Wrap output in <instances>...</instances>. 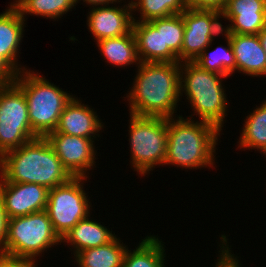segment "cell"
Returning a JSON list of instances; mask_svg holds the SVG:
<instances>
[{
    "label": "cell",
    "instance_id": "1",
    "mask_svg": "<svg viewBox=\"0 0 266 267\" xmlns=\"http://www.w3.org/2000/svg\"><path fill=\"white\" fill-rule=\"evenodd\" d=\"M124 100L129 114L150 117H177L180 103V63L140 62ZM129 92V93H128Z\"/></svg>",
    "mask_w": 266,
    "mask_h": 267
},
{
    "label": "cell",
    "instance_id": "2",
    "mask_svg": "<svg viewBox=\"0 0 266 267\" xmlns=\"http://www.w3.org/2000/svg\"><path fill=\"white\" fill-rule=\"evenodd\" d=\"M220 135L221 131L206 121H195L180 114L177 118H167L164 165L180 167L183 170L214 168Z\"/></svg>",
    "mask_w": 266,
    "mask_h": 267
},
{
    "label": "cell",
    "instance_id": "3",
    "mask_svg": "<svg viewBox=\"0 0 266 267\" xmlns=\"http://www.w3.org/2000/svg\"><path fill=\"white\" fill-rule=\"evenodd\" d=\"M0 177L5 182L38 184L47 189L72 178L45 137L4 153L0 157Z\"/></svg>",
    "mask_w": 266,
    "mask_h": 267
},
{
    "label": "cell",
    "instance_id": "4",
    "mask_svg": "<svg viewBox=\"0 0 266 267\" xmlns=\"http://www.w3.org/2000/svg\"><path fill=\"white\" fill-rule=\"evenodd\" d=\"M222 78L227 76L204 70L195 62L180 63V99L185 94L193 110V115L186 117L195 119L196 115L200 121L215 125L221 132L229 108Z\"/></svg>",
    "mask_w": 266,
    "mask_h": 267
},
{
    "label": "cell",
    "instance_id": "5",
    "mask_svg": "<svg viewBox=\"0 0 266 267\" xmlns=\"http://www.w3.org/2000/svg\"><path fill=\"white\" fill-rule=\"evenodd\" d=\"M36 72L26 69L18 73L13 83L26 98L32 132L37 137H46L55 131L60 115L74 95Z\"/></svg>",
    "mask_w": 266,
    "mask_h": 267
},
{
    "label": "cell",
    "instance_id": "6",
    "mask_svg": "<svg viewBox=\"0 0 266 267\" xmlns=\"http://www.w3.org/2000/svg\"><path fill=\"white\" fill-rule=\"evenodd\" d=\"M130 165L146 176L155 166H164L167 148V118L129 114Z\"/></svg>",
    "mask_w": 266,
    "mask_h": 267
},
{
    "label": "cell",
    "instance_id": "7",
    "mask_svg": "<svg viewBox=\"0 0 266 267\" xmlns=\"http://www.w3.org/2000/svg\"><path fill=\"white\" fill-rule=\"evenodd\" d=\"M57 245H61V239L55 233L45 210L9 218L3 254L37 262L40 258L36 257H43L47 250Z\"/></svg>",
    "mask_w": 266,
    "mask_h": 267
},
{
    "label": "cell",
    "instance_id": "8",
    "mask_svg": "<svg viewBox=\"0 0 266 267\" xmlns=\"http://www.w3.org/2000/svg\"><path fill=\"white\" fill-rule=\"evenodd\" d=\"M87 179L90 178L72 177L67 183L48 191L45 211L60 239L80 220L91 214L93 206L83 186Z\"/></svg>",
    "mask_w": 266,
    "mask_h": 267
},
{
    "label": "cell",
    "instance_id": "9",
    "mask_svg": "<svg viewBox=\"0 0 266 267\" xmlns=\"http://www.w3.org/2000/svg\"><path fill=\"white\" fill-rule=\"evenodd\" d=\"M35 138L24 93L14 83L0 86V157Z\"/></svg>",
    "mask_w": 266,
    "mask_h": 267
},
{
    "label": "cell",
    "instance_id": "10",
    "mask_svg": "<svg viewBox=\"0 0 266 267\" xmlns=\"http://www.w3.org/2000/svg\"><path fill=\"white\" fill-rule=\"evenodd\" d=\"M181 16L184 21L181 63L194 62L215 36L223 33L221 12L187 7Z\"/></svg>",
    "mask_w": 266,
    "mask_h": 267
},
{
    "label": "cell",
    "instance_id": "11",
    "mask_svg": "<svg viewBox=\"0 0 266 267\" xmlns=\"http://www.w3.org/2000/svg\"><path fill=\"white\" fill-rule=\"evenodd\" d=\"M45 138L72 177L89 178L90 170L96 168L95 159H98L95 139L65 133H49Z\"/></svg>",
    "mask_w": 266,
    "mask_h": 267
},
{
    "label": "cell",
    "instance_id": "12",
    "mask_svg": "<svg viewBox=\"0 0 266 267\" xmlns=\"http://www.w3.org/2000/svg\"><path fill=\"white\" fill-rule=\"evenodd\" d=\"M122 1L126 4H120ZM127 2L126 0H119L115 4L112 3V6L100 5L89 7L90 12L88 11L87 13L86 24L88 32L93 36L94 42L105 38L126 35L132 31L133 15L130 0H127Z\"/></svg>",
    "mask_w": 266,
    "mask_h": 267
},
{
    "label": "cell",
    "instance_id": "13",
    "mask_svg": "<svg viewBox=\"0 0 266 267\" xmlns=\"http://www.w3.org/2000/svg\"><path fill=\"white\" fill-rule=\"evenodd\" d=\"M48 191L45 186L5 182L0 177V197L8 218L26 216L46 209Z\"/></svg>",
    "mask_w": 266,
    "mask_h": 267
},
{
    "label": "cell",
    "instance_id": "14",
    "mask_svg": "<svg viewBox=\"0 0 266 267\" xmlns=\"http://www.w3.org/2000/svg\"><path fill=\"white\" fill-rule=\"evenodd\" d=\"M221 16L230 23L224 33L258 35L266 27V0H227Z\"/></svg>",
    "mask_w": 266,
    "mask_h": 267
},
{
    "label": "cell",
    "instance_id": "15",
    "mask_svg": "<svg viewBox=\"0 0 266 267\" xmlns=\"http://www.w3.org/2000/svg\"><path fill=\"white\" fill-rule=\"evenodd\" d=\"M96 113L94 107L90 108V105L82 103V99H78L75 95L65 106L55 131L51 133H65L90 139L99 138L101 137L99 133L105 128V124Z\"/></svg>",
    "mask_w": 266,
    "mask_h": 267
},
{
    "label": "cell",
    "instance_id": "16",
    "mask_svg": "<svg viewBox=\"0 0 266 267\" xmlns=\"http://www.w3.org/2000/svg\"><path fill=\"white\" fill-rule=\"evenodd\" d=\"M132 32L140 62H179L170 49H163L162 18L149 22L134 21Z\"/></svg>",
    "mask_w": 266,
    "mask_h": 267
},
{
    "label": "cell",
    "instance_id": "17",
    "mask_svg": "<svg viewBox=\"0 0 266 267\" xmlns=\"http://www.w3.org/2000/svg\"><path fill=\"white\" fill-rule=\"evenodd\" d=\"M235 56L236 72L250 77H266V54L258 35L225 33Z\"/></svg>",
    "mask_w": 266,
    "mask_h": 267
},
{
    "label": "cell",
    "instance_id": "18",
    "mask_svg": "<svg viewBox=\"0 0 266 267\" xmlns=\"http://www.w3.org/2000/svg\"><path fill=\"white\" fill-rule=\"evenodd\" d=\"M26 19L21 16L18 8L11 4L0 13V55L18 72L28 68L20 65V45L24 36ZM19 63V64H18Z\"/></svg>",
    "mask_w": 266,
    "mask_h": 267
},
{
    "label": "cell",
    "instance_id": "19",
    "mask_svg": "<svg viewBox=\"0 0 266 267\" xmlns=\"http://www.w3.org/2000/svg\"><path fill=\"white\" fill-rule=\"evenodd\" d=\"M91 214L80 220L76 226L71 228L61 239L74 256L82 250L95 248L111 242L117 235L108 229L101 222L91 219ZM65 242V243H64Z\"/></svg>",
    "mask_w": 266,
    "mask_h": 267
},
{
    "label": "cell",
    "instance_id": "20",
    "mask_svg": "<svg viewBox=\"0 0 266 267\" xmlns=\"http://www.w3.org/2000/svg\"><path fill=\"white\" fill-rule=\"evenodd\" d=\"M95 44H97L96 47L100 50L101 56L106 60L105 62L109 63L107 65L124 69L125 66H133V64L137 68L140 64L136 40L132 31L119 37L101 39Z\"/></svg>",
    "mask_w": 266,
    "mask_h": 267
},
{
    "label": "cell",
    "instance_id": "21",
    "mask_svg": "<svg viewBox=\"0 0 266 267\" xmlns=\"http://www.w3.org/2000/svg\"><path fill=\"white\" fill-rule=\"evenodd\" d=\"M118 235L109 243L95 248H88L77 253L74 261L78 267H123L126 244ZM122 242V243H121Z\"/></svg>",
    "mask_w": 266,
    "mask_h": 267
},
{
    "label": "cell",
    "instance_id": "22",
    "mask_svg": "<svg viewBox=\"0 0 266 267\" xmlns=\"http://www.w3.org/2000/svg\"><path fill=\"white\" fill-rule=\"evenodd\" d=\"M157 235L146 236L135 249L127 248L123 267H166L165 242Z\"/></svg>",
    "mask_w": 266,
    "mask_h": 267
},
{
    "label": "cell",
    "instance_id": "23",
    "mask_svg": "<svg viewBox=\"0 0 266 267\" xmlns=\"http://www.w3.org/2000/svg\"><path fill=\"white\" fill-rule=\"evenodd\" d=\"M256 106L244 119L237 147L241 150H256L266 154V99Z\"/></svg>",
    "mask_w": 266,
    "mask_h": 267
},
{
    "label": "cell",
    "instance_id": "24",
    "mask_svg": "<svg viewBox=\"0 0 266 267\" xmlns=\"http://www.w3.org/2000/svg\"><path fill=\"white\" fill-rule=\"evenodd\" d=\"M222 36H225L224 38L227 46L220 45L210 51L209 48L211 47L212 49V45H214L212 44L214 42L211 41V44L203 50L201 55L194 62L204 70L215 72L230 78V76H233V73L235 74L236 72L235 56L229 37L224 32L222 33Z\"/></svg>",
    "mask_w": 266,
    "mask_h": 267
},
{
    "label": "cell",
    "instance_id": "25",
    "mask_svg": "<svg viewBox=\"0 0 266 267\" xmlns=\"http://www.w3.org/2000/svg\"><path fill=\"white\" fill-rule=\"evenodd\" d=\"M130 4L133 21L136 22H149L181 14L187 9L186 0H131ZM138 12L140 17L137 18L135 15Z\"/></svg>",
    "mask_w": 266,
    "mask_h": 267
},
{
    "label": "cell",
    "instance_id": "26",
    "mask_svg": "<svg viewBox=\"0 0 266 267\" xmlns=\"http://www.w3.org/2000/svg\"><path fill=\"white\" fill-rule=\"evenodd\" d=\"M10 4L19 9L24 19L35 15L54 21L76 8L74 0H13Z\"/></svg>",
    "mask_w": 266,
    "mask_h": 267
},
{
    "label": "cell",
    "instance_id": "27",
    "mask_svg": "<svg viewBox=\"0 0 266 267\" xmlns=\"http://www.w3.org/2000/svg\"><path fill=\"white\" fill-rule=\"evenodd\" d=\"M184 21L181 14L162 18L163 49H170L181 63Z\"/></svg>",
    "mask_w": 266,
    "mask_h": 267
},
{
    "label": "cell",
    "instance_id": "28",
    "mask_svg": "<svg viewBox=\"0 0 266 267\" xmlns=\"http://www.w3.org/2000/svg\"><path fill=\"white\" fill-rule=\"evenodd\" d=\"M219 247L220 250L218 251L217 262L215 261V265L213 267H242L239 257L232 254L231 246L229 247L228 238L224 234H221ZM228 243V244H227Z\"/></svg>",
    "mask_w": 266,
    "mask_h": 267
},
{
    "label": "cell",
    "instance_id": "29",
    "mask_svg": "<svg viewBox=\"0 0 266 267\" xmlns=\"http://www.w3.org/2000/svg\"><path fill=\"white\" fill-rule=\"evenodd\" d=\"M227 0H186V5L193 9L216 10L222 12Z\"/></svg>",
    "mask_w": 266,
    "mask_h": 267
},
{
    "label": "cell",
    "instance_id": "30",
    "mask_svg": "<svg viewBox=\"0 0 266 267\" xmlns=\"http://www.w3.org/2000/svg\"><path fill=\"white\" fill-rule=\"evenodd\" d=\"M36 261L0 253V267H38Z\"/></svg>",
    "mask_w": 266,
    "mask_h": 267
},
{
    "label": "cell",
    "instance_id": "31",
    "mask_svg": "<svg viewBox=\"0 0 266 267\" xmlns=\"http://www.w3.org/2000/svg\"><path fill=\"white\" fill-rule=\"evenodd\" d=\"M18 72L0 55V86L13 83Z\"/></svg>",
    "mask_w": 266,
    "mask_h": 267
},
{
    "label": "cell",
    "instance_id": "32",
    "mask_svg": "<svg viewBox=\"0 0 266 267\" xmlns=\"http://www.w3.org/2000/svg\"><path fill=\"white\" fill-rule=\"evenodd\" d=\"M8 216L5 212L2 198L0 197V253L4 252V246L8 234Z\"/></svg>",
    "mask_w": 266,
    "mask_h": 267
},
{
    "label": "cell",
    "instance_id": "33",
    "mask_svg": "<svg viewBox=\"0 0 266 267\" xmlns=\"http://www.w3.org/2000/svg\"><path fill=\"white\" fill-rule=\"evenodd\" d=\"M83 3L88 5L87 7H93V6H100V5H109L115 2H118L119 0H74V3L78 5L79 3Z\"/></svg>",
    "mask_w": 266,
    "mask_h": 267
},
{
    "label": "cell",
    "instance_id": "34",
    "mask_svg": "<svg viewBox=\"0 0 266 267\" xmlns=\"http://www.w3.org/2000/svg\"><path fill=\"white\" fill-rule=\"evenodd\" d=\"M258 37L266 54V27L258 33Z\"/></svg>",
    "mask_w": 266,
    "mask_h": 267
}]
</instances>
